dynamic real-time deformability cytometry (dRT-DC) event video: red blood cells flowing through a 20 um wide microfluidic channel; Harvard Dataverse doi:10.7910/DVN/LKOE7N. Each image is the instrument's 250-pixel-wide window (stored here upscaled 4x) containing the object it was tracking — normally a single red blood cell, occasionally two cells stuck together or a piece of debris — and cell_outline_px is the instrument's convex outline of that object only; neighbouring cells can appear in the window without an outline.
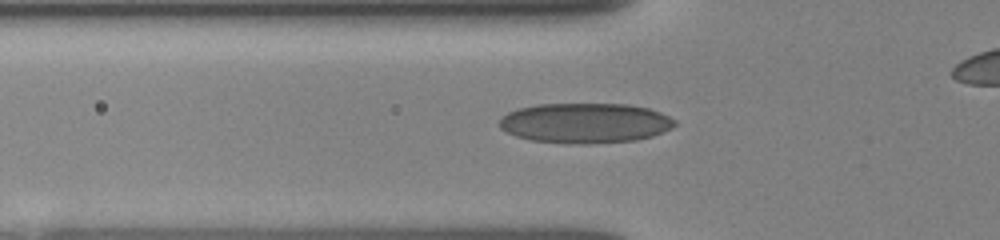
{"species": "human", "species_latin": "Homo sapiens", "temperature_condition": "room temperature", "stored_images_in_passage": 39, "camera_frame_rate_fps": 3000, "um_per_image_px": 0.085, "donor": {"sex": "female"}, "frame": {"image": 1, "passage_image": 11, "time_ms": 3.333, "image_size_px": [1000, 240], "cell_outline_px": [[676, 124], [672, 128], [652, 136], [636, 140], [584, 144], [580, 144], [532, 140], [516, 136], [500, 128], [500, 120], [508, 112], [520, 108], [536, 104], [628, 104], [648, 108], [660, 112], [676, 120]], "centroid_in_image_um": [49.77, 10.45], "position_along_channel_um": 76.0, "area_um2": 40.75}}
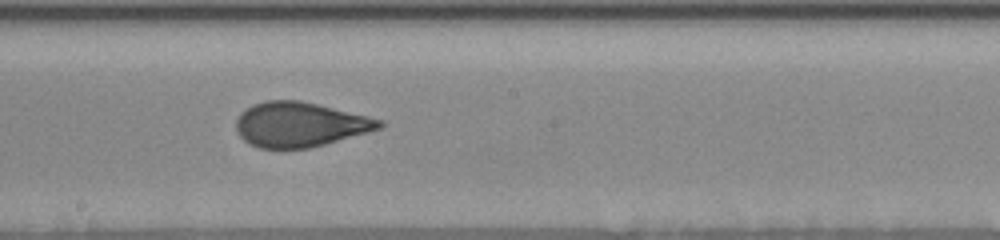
{"frame": {"image": 2, "passage_image": 22, "time_ms": 7.0, "image_size_px": [1000, 240], "cell_outline_px": [[384, 124], [380, 128], [368, 132], [324, 144], [308, 148], [260, 148], [248, 144], [236, 132], [236, 120], [240, 112], [252, 104], [268, 100], [300, 100], [368, 116], [384, 120]], "centroid_in_image_um": [25.45, 10.58], "position_along_channel_um": 222.7, "area_um2": 37.28}}
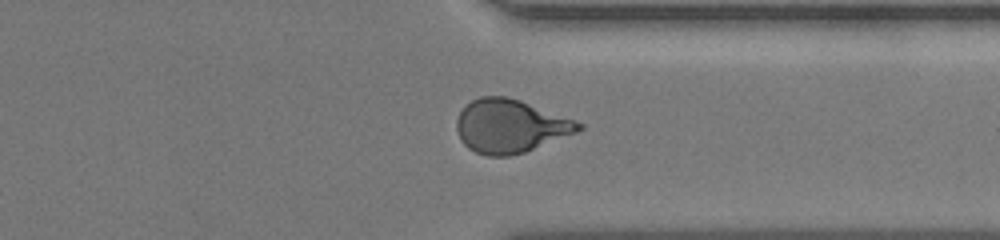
{"frame": {"image": 3, "passage_image": 33, "time_ms": 10.667, "image_size_px": [1000, 240], "cell_outline_px": [[584, 128], [576, 132], [524, 152], [508, 156], [488, 156], [476, 152], [468, 148], [460, 140], [456, 128], [456, 120], [460, 112], [472, 100], [480, 96], [508, 96], [520, 100], [584, 124]], "centroid_in_image_um": [43.33, 10.72], "position_along_channel_um": 368.1, "area_um2": 37.51}, "authors_computed_cell_mechanics": {"area_um2": 37.281, "velocity_mm_per_s": 3.9662, "shape_relaxation_time_tau1_ms": 5.4802, "shape_relaxation_time_tau2_ms": 0.839, "deformation_change_tau1": 0.1931, "deformation_change_tau2": 0.0769}}